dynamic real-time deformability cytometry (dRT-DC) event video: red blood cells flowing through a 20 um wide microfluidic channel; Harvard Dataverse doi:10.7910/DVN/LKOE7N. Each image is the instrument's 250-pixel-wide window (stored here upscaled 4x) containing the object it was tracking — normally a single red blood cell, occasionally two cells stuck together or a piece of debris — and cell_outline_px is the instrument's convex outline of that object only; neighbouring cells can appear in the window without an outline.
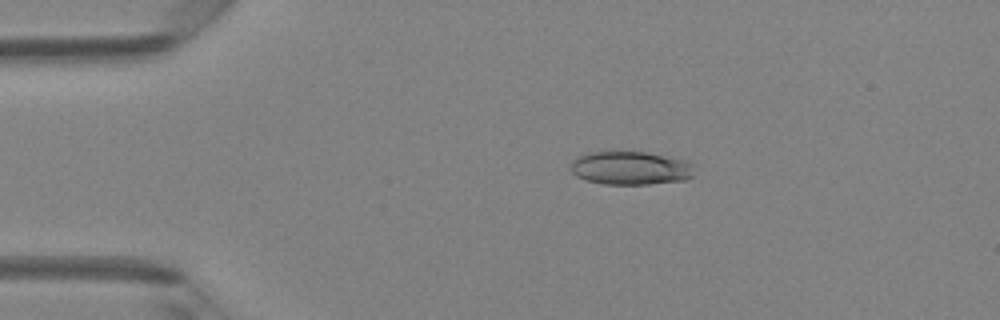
{"species": "Egyptian fruit bat (a non-hibernating species)", "species_latin": "Rousettus aegyptiacus", "temperature_condition": "room temperature", "stored_images_in_passage": 48, "camera_frame_rate_fps": 3000, "um_per_image_px": 0.085, "animal": {"sex": "female"}, "frame": {"image": 1, "passage_image": 10, "time_ms": 3.0, "image_size_px": [1000, 320], "cell_outline_px": [[692, 176], [684, 180], [648, 184], [604, 184], [588, 180], [576, 176], [572, 172], [572, 164], [580, 156], [588, 152], [644, 152], [684, 160], [692, 164]], "centroid_in_image_um": [53.6, 14.29], "position_along_channel_um": 31.4, "area_um2": 23.52}}
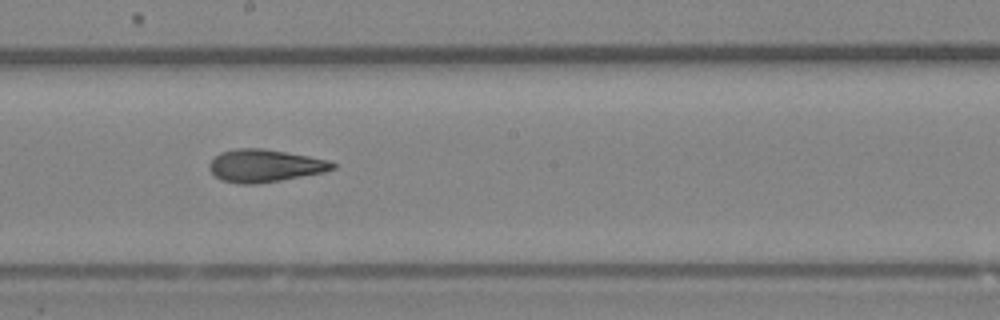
{"frame": {"image": 2, "passage_image": 27, "time_ms": 8.667, "image_size_px": [1000, 320], "cell_outline_px": [[336, 168], [324, 172], [280, 180], [256, 184], [240, 184], [224, 180], [216, 176], [208, 168], [208, 164], [220, 152], [236, 148], [264, 148], [308, 156], [328, 160], [336, 164]], "centroid_in_image_um": [22.51, 14.08], "position_along_channel_um": 225.7, "area_um2": 23.29}}
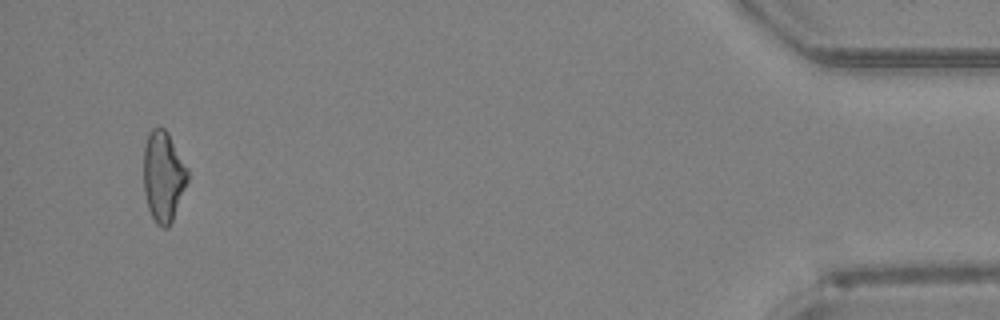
{"frame": {"image": 3, "passage_image": 46, "time_ms": 15.0, "image_size_px": [1000, 320], "cell_outline_px": [[188, 180], [172, 220], [168, 228], [164, 228], [156, 224], [148, 208], [144, 192], [144, 144], [148, 132], [152, 128], [164, 128], [168, 132], [188, 168]], "centroid_in_image_um": [13.87, 14.97], "position_along_channel_um": 421.3, "area_um2": 23.24}, "authors_computed_cell_mechanics": {"area_um2": 23.3801, "velocity_mm_per_s": 4.3142, "shape_relaxation_time_tau1_ms": 4.2141, "shape_relaxation_time_tau2_ms": 2.7989, "deformation_change_tau1": 0.1467, "deformation_change_tau2": 0.1169}}